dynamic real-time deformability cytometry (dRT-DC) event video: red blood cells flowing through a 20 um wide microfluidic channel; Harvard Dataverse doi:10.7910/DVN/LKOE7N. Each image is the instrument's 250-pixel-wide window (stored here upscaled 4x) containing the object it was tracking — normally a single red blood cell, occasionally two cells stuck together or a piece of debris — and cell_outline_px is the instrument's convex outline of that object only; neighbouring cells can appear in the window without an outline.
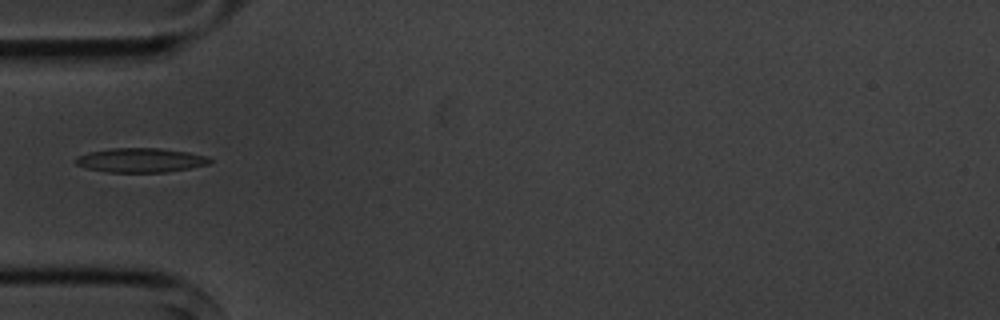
{"species": "common noctule bat (a hibernating species)", "species_latin": "Nyctalus noctula", "temperature_condition": "cold", "stored_images_in_passage": 4, "camera_frame_rate_fps": 3000, "um_per_image_px": 0.085, "animal": {"sex": "male", "body_mass_g": 20.1, "forearm_length_mm": 53.5}, "frame": {"image": 1, "passage_image": 4, "time_ms": 3.333, "image_size_px": [1000, 320], "cell_outline_px": [[212, 160], [208, 164], [168, 172], [108, 172], [84, 168], [76, 164], [72, 160], [88, 152], [112, 148], [160, 148], [188, 152], [208, 156]], "centroid_in_image_um": [11.93, 13.61], "position_along_channel_um": 73.1, "area_um2": 19.02}}